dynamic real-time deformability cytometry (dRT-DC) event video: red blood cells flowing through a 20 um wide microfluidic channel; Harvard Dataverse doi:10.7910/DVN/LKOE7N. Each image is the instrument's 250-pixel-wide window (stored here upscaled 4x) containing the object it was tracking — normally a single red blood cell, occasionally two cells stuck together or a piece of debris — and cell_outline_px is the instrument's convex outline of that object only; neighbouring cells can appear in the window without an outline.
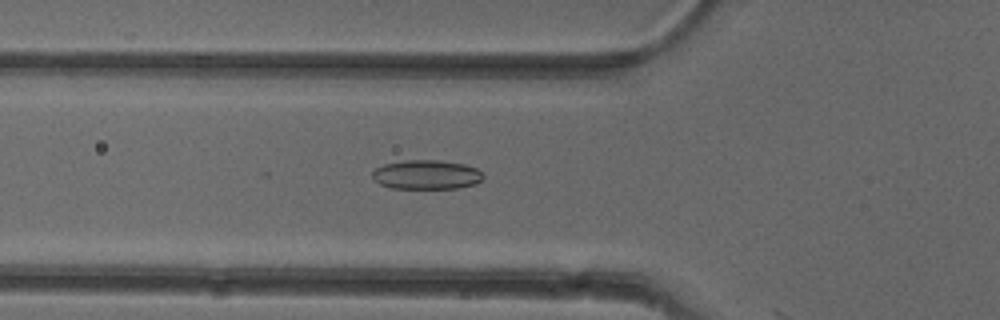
{"species": "common noctule bat (a hibernating species)", "species_latin": "Nyctalus noctula", "temperature_condition": "cold", "stored_images_in_passage": 19, "camera_frame_rate_fps": 3000, "um_per_image_px": 0.085, "animal": {"sex": "female"}, "frame": {"image": 1, "passage_image": 18, "time_ms": 5.667, "image_size_px": [1000, 320], "cell_outline_px": [[484, 180], [476, 184], [456, 188], [392, 188], [380, 184], [372, 176], [372, 172], [376, 168], [384, 164], [404, 160], [436, 160], [464, 164], [476, 168], [484, 176]], "centroid_in_image_um": [36.27, 14.84], "position_along_channel_um": 89.5, "area_um2": 18.84}}